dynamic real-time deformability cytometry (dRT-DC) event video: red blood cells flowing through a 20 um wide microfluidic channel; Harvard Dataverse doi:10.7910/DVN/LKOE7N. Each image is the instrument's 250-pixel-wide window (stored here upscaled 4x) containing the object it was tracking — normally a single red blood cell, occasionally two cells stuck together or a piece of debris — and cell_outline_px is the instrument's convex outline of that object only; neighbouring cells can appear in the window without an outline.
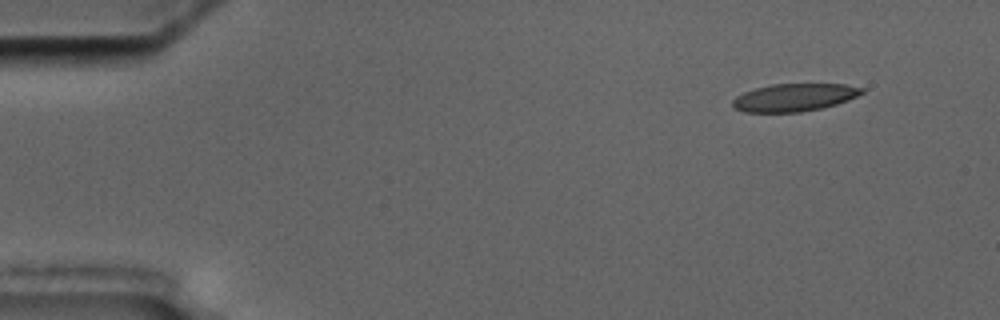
{"species": "common noctule bat (a hibernating species)", "species_latin": "Nyctalus noctula", "temperature_condition": "cold", "stored_images_in_passage": 4, "camera_frame_rate_fps": 3000, "um_per_image_px": 0.085, "animal": {"sex": "male", "body_mass_g": 17.5, "forearm_length_mm": 52.3}, "frame": {"image": 1, "passage_image": 1, "time_ms": 0.0, "image_size_px": [1000, 320], "cell_outline_px": [[864, 92], [848, 100], [836, 104], [820, 108], [800, 112], [744, 112], [732, 108], [732, 100], [736, 96], [744, 92], [756, 88], [772, 84], [844, 84], [864, 88]], "centroid_in_image_um": [67.48, 8.28], "position_along_channel_um": 17.5, "area_um2": 20.81}}
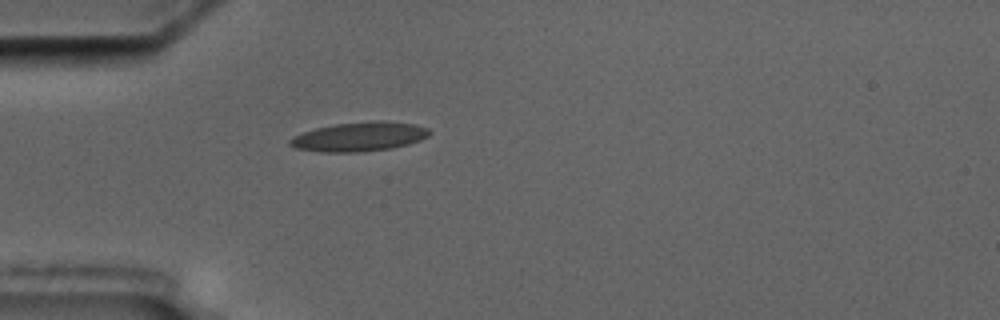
{"frame": {"image": 2, "passage_image": 4, "time_ms": 3.667, "image_size_px": [1000, 320], "cell_outline_px": [[432, 132], [428, 136], [420, 140], [408, 144], [392, 148], [364, 152], [320, 152], [296, 148], [288, 144], [288, 140], [292, 136], [316, 128], [332, 124], [372, 120], [380, 120], [416, 124], [428, 128]], "centroid_in_image_um": [30.54, 11.61], "position_along_channel_um": 54.5, "area_um2": 24.1}}